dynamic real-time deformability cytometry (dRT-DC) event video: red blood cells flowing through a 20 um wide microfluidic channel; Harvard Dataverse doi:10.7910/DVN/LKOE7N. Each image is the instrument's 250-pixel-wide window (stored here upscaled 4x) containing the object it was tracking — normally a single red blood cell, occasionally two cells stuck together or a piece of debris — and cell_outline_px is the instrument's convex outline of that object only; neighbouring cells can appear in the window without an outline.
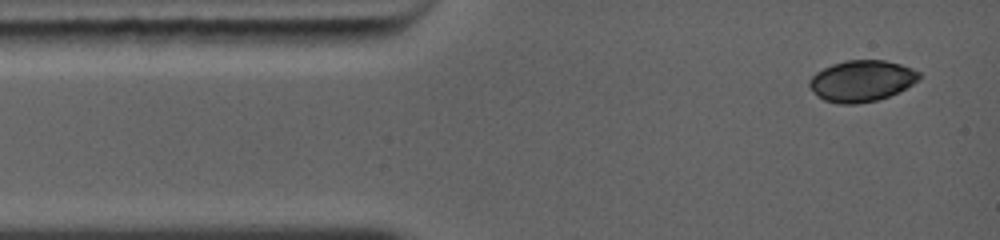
{"species": "common noctule bat (a hibernating species)", "species_latin": "Nyctalus noctula", "temperature_condition": "warm", "stored_images_in_passage": 18, "camera_frame_rate_fps": 5000, "um_per_image_px": 0.085, "animal": {"sex": "female", "body_mass_g": 19.0, "forearm_length_mm": 56.7}, "frame": {"image": 1, "passage_image": 1, "time_ms": 0.0, "image_size_px": [1000, 240], "cell_outline_px": [[920, 76], [912, 84], [888, 96], [876, 100], [856, 104], [840, 104], [824, 100], [816, 96], [808, 84], [808, 80], [816, 72], [832, 64], [844, 60], [884, 60], [900, 64], [912, 68], [920, 72]], "centroid_in_image_um": [73.19, 6.87], "position_along_channel_um": 11.8, "area_um2": 26.24}}
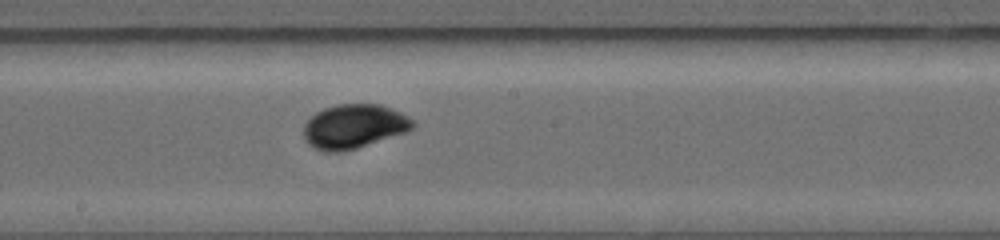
{"frame": {"image": 2, "passage_image": 11, "time_ms": 6.0, "image_size_px": [1000, 240], "cell_outline_px": [[416, 124], [412, 128], [404, 132], [356, 148], [340, 152], [324, 152], [308, 144], [304, 140], [304, 124], [316, 112], [324, 108], [336, 104], [380, 104], [392, 108], [408, 116]], "centroid_in_image_um": [30.06, 10.73], "position_along_channel_um": 218.1, "area_um2": 27.92}}
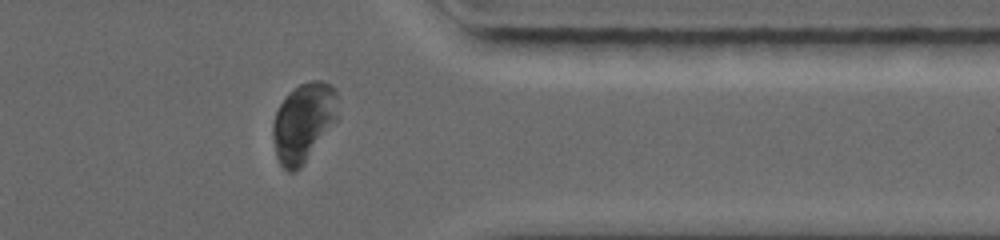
{"frame": {"image": 3, "passage_image": 18, "time_ms": 10.0, "image_size_px": [1000, 240], "cell_outline_px": [[340, 116], [300, 168], [296, 172], [288, 172], [280, 164], [276, 156], [272, 136], [272, 124], [276, 112], [280, 104], [288, 92], [300, 84], [312, 80], [324, 80], [332, 84], [336, 88]], "centroid_in_image_um": [25.82, 10.37], "position_along_channel_um": 385.6, "area_um2": 30.4}, "authors_computed_cell_mechanics": {"area_um2": 27.8596, "velocity_mm_per_s": 4.3547, "shape_relaxation_time_tau1_ms": 2.3729, "shape_relaxation_time_tau2_ms": null, "deformation_change_tau1": 0.1407, "deformation_change_tau2": null}}